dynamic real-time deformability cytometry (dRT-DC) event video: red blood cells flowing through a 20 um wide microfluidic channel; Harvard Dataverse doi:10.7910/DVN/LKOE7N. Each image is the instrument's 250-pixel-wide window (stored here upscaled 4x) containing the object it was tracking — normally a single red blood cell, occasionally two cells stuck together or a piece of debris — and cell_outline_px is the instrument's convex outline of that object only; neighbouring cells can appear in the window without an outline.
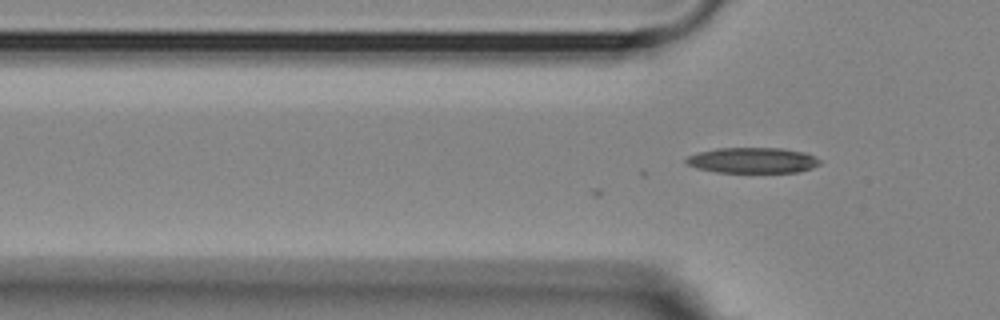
{"species": "Egyptian fruit bat (a non-hibernating species)", "species_latin": "Rousettus aegyptiacus", "temperature_condition": "room temperature", "stored_images_in_passage": 2, "camera_frame_rate_fps": 3000, "um_per_image_px": 0.085, "animal": {"sex": "female"}, "frame": {"image": 1, "passage_image": 2, "time_ms": 0.333, "image_size_px": [1000, 320], "cell_outline_px": [[820, 164], [812, 168], [796, 172], [716, 172], [696, 168], [688, 164], [684, 160], [688, 156], [700, 152], [716, 148], [784, 148], [804, 152], [820, 160]], "centroid_in_image_um": [63.96, 13.62], "position_along_channel_um": 61.8, "area_um2": 19.83}}